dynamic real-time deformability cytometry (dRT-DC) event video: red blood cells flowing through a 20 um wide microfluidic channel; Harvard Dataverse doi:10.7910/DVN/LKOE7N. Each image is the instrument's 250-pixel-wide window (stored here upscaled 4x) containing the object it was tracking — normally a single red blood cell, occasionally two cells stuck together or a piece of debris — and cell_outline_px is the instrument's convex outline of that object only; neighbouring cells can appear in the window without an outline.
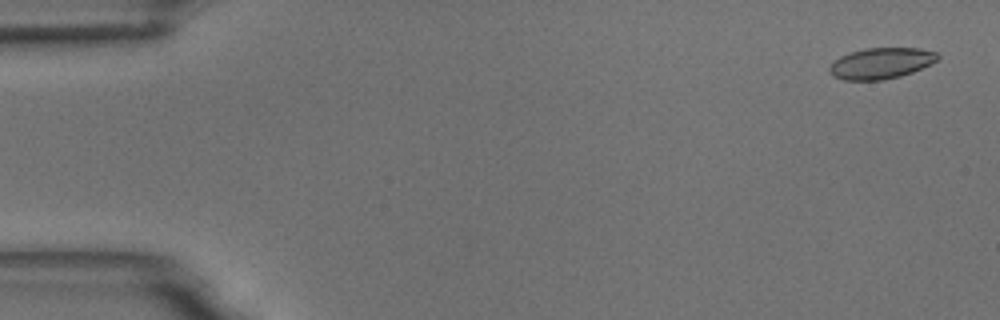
{"species": "common noctule bat (a hibernating species)", "species_latin": "Nyctalus noctula", "temperature_condition": "room temperature", "stored_images_in_passage": 56, "camera_frame_rate_fps": 3000, "um_per_image_px": 0.085, "animal": {"sex": "male", "body_mass_g": 18.8}, "frame": {"image": 1, "passage_image": 3, "time_ms": 0.667, "image_size_px": [1000, 320], "cell_outline_px": [[940, 56], [936, 60], [912, 72], [900, 76], [884, 80], [844, 80], [832, 76], [828, 72], [828, 68], [840, 56], [864, 48], [920, 48], [936, 52]], "centroid_in_image_um": [74.85, 5.38], "position_along_channel_um": 10.1, "area_um2": 19.42}}
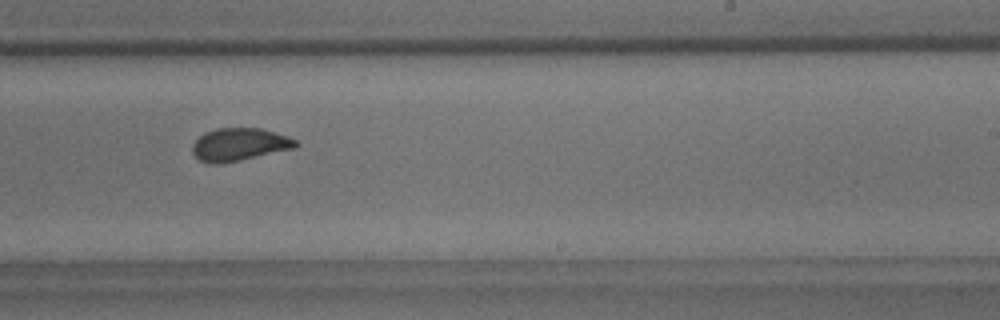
{"frame": {"image": 2, "passage_image": 35, "time_ms": 11.333, "image_size_px": [1000, 320], "cell_outline_px": [[300, 144], [292, 148], [240, 160], [220, 164], [212, 164], [200, 160], [192, 152], [192, 144], [204, 132], [216, 128], [264, 128], [288, 136], [296, 140]], "centroid_in_image_um": [20.33, 12.26], "position_along_channel_um": 268.7, "area_um2": 19.65}}
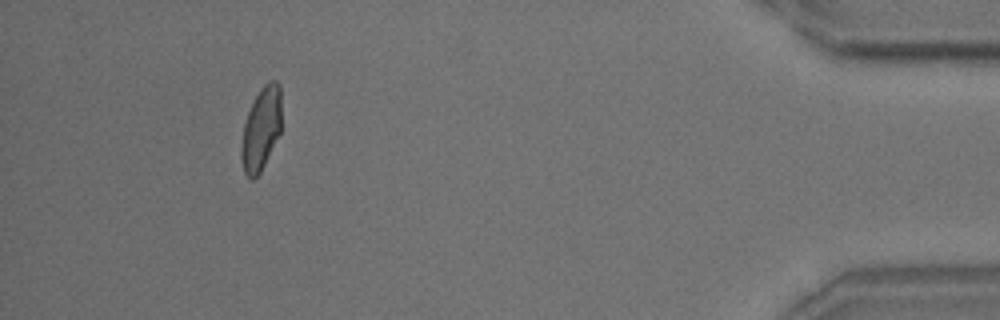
{"frame": {"image": 3, "passage_image": 52, "time_ms": 17.0, "image_size_px": [1000, 320], "cell_outline_px": [[280, 132], [260, 172], [252, 180], [244, 172], [240, 156], [240, 148], [244, 124], [248, 112], [260, 88], [264, 84], [272, 80], [276, 80], [280, 84]], "centroid_in_image_um": [22.18, 10.94], "position_along_channel_um": 413.0, "area_um2": 19.13}, "authors_computed_cell_mechanics": {"area_um2": 20.1722, "velocity_mm_per_s": 3.6389, "shape_relaxation_time_tau1_ms": 8.2879, "shape_relaxation_time_tau2_ms": 1.0608, "deformation_change_tau1": 0.1565, "deformation_change_tau2": 0.0754}}